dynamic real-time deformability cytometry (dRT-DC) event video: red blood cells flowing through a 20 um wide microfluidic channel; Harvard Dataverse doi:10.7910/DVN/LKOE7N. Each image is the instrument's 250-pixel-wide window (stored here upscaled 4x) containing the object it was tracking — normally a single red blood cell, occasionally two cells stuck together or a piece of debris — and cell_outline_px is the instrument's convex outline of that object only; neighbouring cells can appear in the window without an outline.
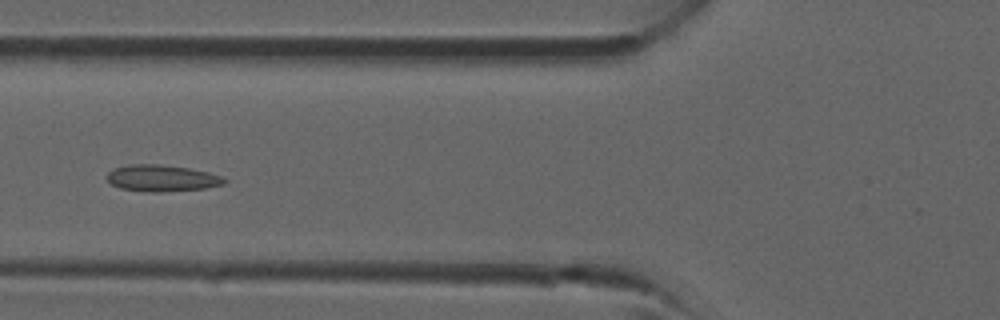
{"species": "common noctule bat (a hibernating species)", "species_latin": "Nyctalus noctula", "temperature_condition": "room temperature", "stored_images_in_passage": 40, "camera_frame_rate_fps": 3000, "um_per_image_px": 0.085, "animal": {"sex": "male", "forearm_length_mm": 52.5}, "frame": {"image": 1, "passage_image": 15, "time_ms": 4.667, "image_size_px": [1000, 320], "cell_outline_px": [[228, 180], [224, 184], [204, 188], [160, 192], [152, 192], [120, 188], [112, 184], [108, 180], [108, 172], [112, 168], [128, 164], [160, 164], [188, 168], [208, 172], [220, 176]], "centroid_in_image_um": [13.74, 15.13], "position_along_channel_um": 112.1, "area_um2": 18.03}}
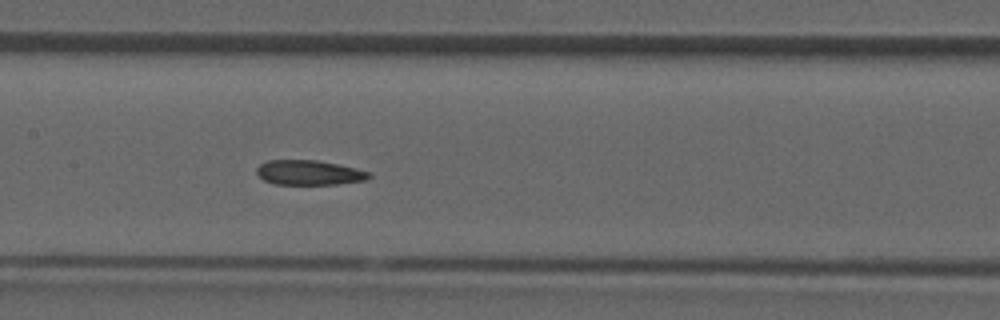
{"frame": {"image": 2, "passage_image": 19, "time_ms": 6.0, "image_size_px": [1000, 320], "cell_outline_px": [[372, 176], [364, 180], [336, 184], [276, 184], [264, 180], [256, 172], [256, 168], [260, 164], [268, 160], [316, 160], [356, 168], [368, 172]], "centroid_in_image_um": [26.24, 14.67], "position_along_channel_um": 181.2, "area_um2": 16.01}}
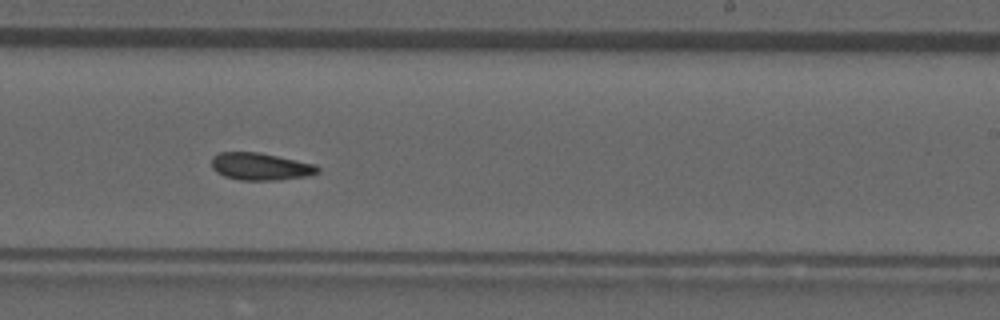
{"frame": {"image": 3, "passage_image": 24, "time_ms": 7.667, "image_size_px": [1000, 320], "cell_outline_px": [[320, 172], [304, 176], [276, 180], [240, 180], [224, 176], [216, 172], [212, 168], [212, 156], [220, 152], [260, 152], [316, 164], [320, 168]], "centroid_in_image_um": [22.13, 14.14], "position_along_channel_um": 266.9, "area_um2": 16.94}}